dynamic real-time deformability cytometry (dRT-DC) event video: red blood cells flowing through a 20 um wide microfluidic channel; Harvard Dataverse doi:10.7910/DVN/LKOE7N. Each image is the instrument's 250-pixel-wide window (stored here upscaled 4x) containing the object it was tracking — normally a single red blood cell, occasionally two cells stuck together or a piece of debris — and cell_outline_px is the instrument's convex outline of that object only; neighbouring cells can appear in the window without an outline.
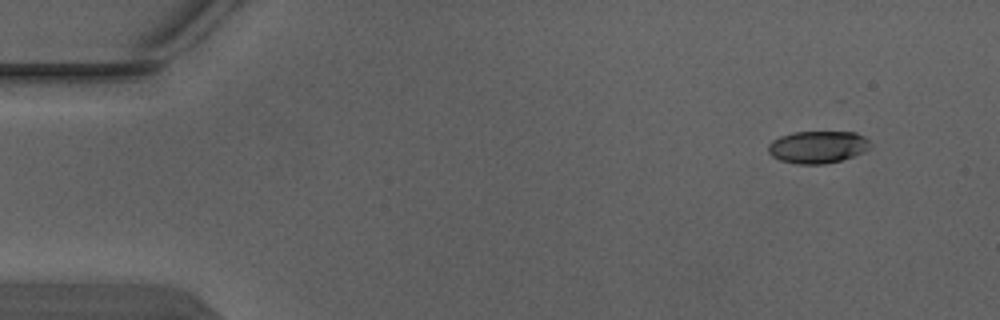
{"species": "Egyptian fruit bat (a non-hibernating species)", "species_latin": "Rousettus aegyptiacus", "temperature_condition": "warm", "stored_images_in_passage": 3, "camera_frame_rate_fps": 3000, "um_per_image_px": 0.085, "animal": {"sex": "male"}, "frame": {"image": 1, "passage_image": 1, "time_ms": 0.0, "image_size_px": [1000, 320], "cell_outline_px": [[868, 148], [864, 152], [840, 160], [824, 164], [796, 164], [780, 160], [772, 156], [768, 152], [768, 144], [772, 140], [780, 136], [792, 132], [856, 132], [864, 136], [868, 140]], "centroid_in_image_um": [69.46, 12.49], "position_along_channel_um": 15.5, "area_um2": 19.13}}
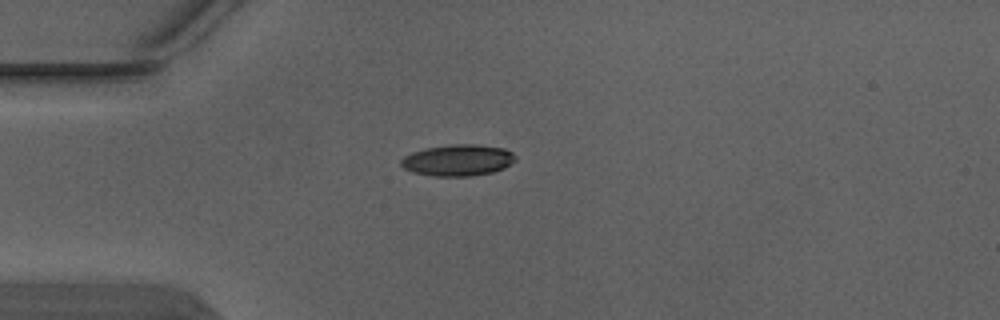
{"frame": {"image": 2, "passage_image": 3, "time_ms": 0.667, "image_size_px": [1000, 320], "cell_outline_px": [[516, 160], [504, 168], [492, 172], [472, 176], [432, 176], [412, 172], [404, 168], [400, 164], [400, 160], [404, 156], [412, 152], [424, 148], [456, 144], [476, 144], [504, 148], [512, 152], [516, 156]], "centroid_in_image_um": [38.92, 13.62], "position_along_channel_um": 46.1, "area_um2": 21.04}}